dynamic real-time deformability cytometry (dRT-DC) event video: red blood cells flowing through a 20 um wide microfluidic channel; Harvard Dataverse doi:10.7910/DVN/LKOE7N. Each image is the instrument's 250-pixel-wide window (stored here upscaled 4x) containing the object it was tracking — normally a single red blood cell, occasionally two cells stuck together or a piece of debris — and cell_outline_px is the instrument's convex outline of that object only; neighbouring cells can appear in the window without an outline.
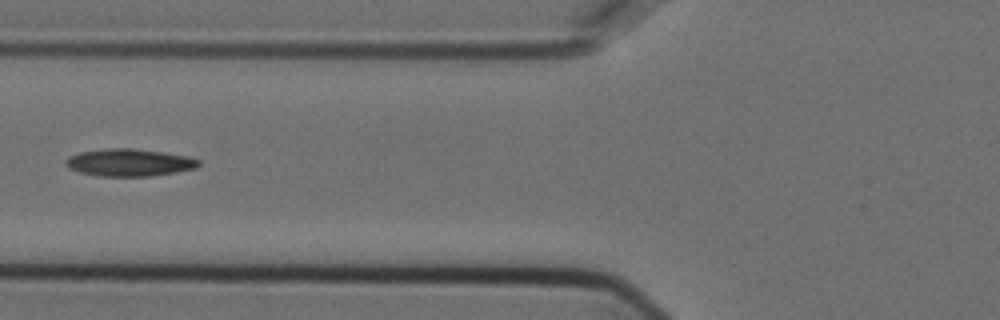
{"species": "Egyptian fruit bat (a non-hibernating species)", "species_latin": "Rousettus aegyptiacus", "temperature_condition": "cold", "stored_images_in_passage": 8, "camera_frame_rate_fps": 3000, "um_per_image_px": 0.085, "animal": {"sex": "female"}, "frame": {"image": 1, "passage_image": 5, "time_ms": 1.333, "image_size_px": [1000, 320], "cell_outline_px": [[200, 164], [196, 168], [176, 172], [152, 176], [96, 176], [80, 172], [68, 168], [64, 164], [64, 160], [68, 156], [80, 152], [108, 148], [132, 148], [188, 156], [200, 160]], "centroid_in_image_um": [10.95, 13.82], "position_along_channel_um": 114.8, "area_um2": 21.27}}
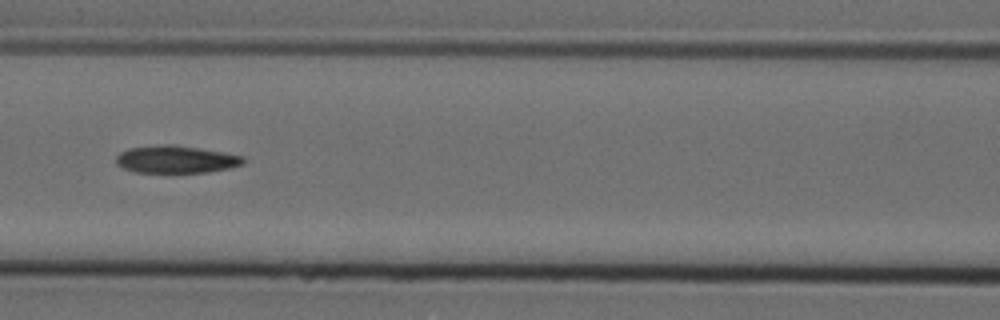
{"frame": {"image": 2, "passage_image": 6, "time_ms": 1.667, "image_size_px": [1000, 320], "cell_outline_px": [[244, 164], [228, 168], [208, 172], [136, 172], [124, 168], [116, 164], [116, 156], [120, 152], [128, 148], [164, 144], [172, 144], [224, 152], [244, 156]], "centroid_in_image_um": [14.96, 13.54], "position_along_channel_um": 151.6, "area_um2": 20.29}}
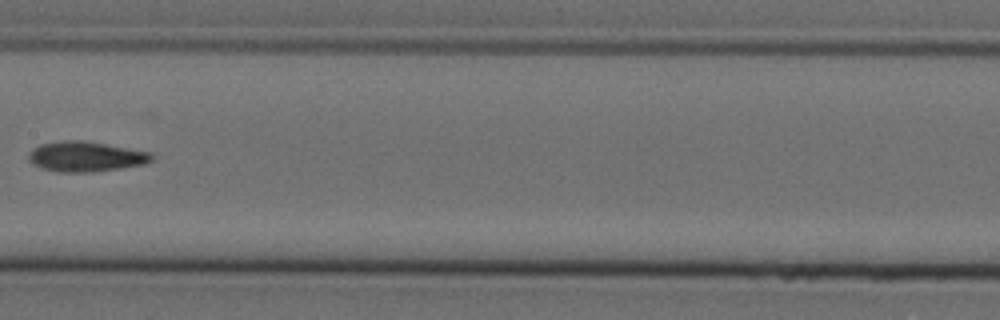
{"frame": {"image": 3, "passage_image": 7, "time_ms": 2.0, "image_size_px": [1000, 320], "cell_outline_px": [[156, 156], [152, 160], [144, 164], [120, 168], [92, 172], [60, 172], [40, 168], [32, 164], [28, 160], [28, 152], [32, 148], [40, 144], [64, 140], [84, 140], [152, 152]], "centroid_in_image_um": [7.28, 13.3], "position_along_channel_um": 200.1, "area_um2": 21.91}}